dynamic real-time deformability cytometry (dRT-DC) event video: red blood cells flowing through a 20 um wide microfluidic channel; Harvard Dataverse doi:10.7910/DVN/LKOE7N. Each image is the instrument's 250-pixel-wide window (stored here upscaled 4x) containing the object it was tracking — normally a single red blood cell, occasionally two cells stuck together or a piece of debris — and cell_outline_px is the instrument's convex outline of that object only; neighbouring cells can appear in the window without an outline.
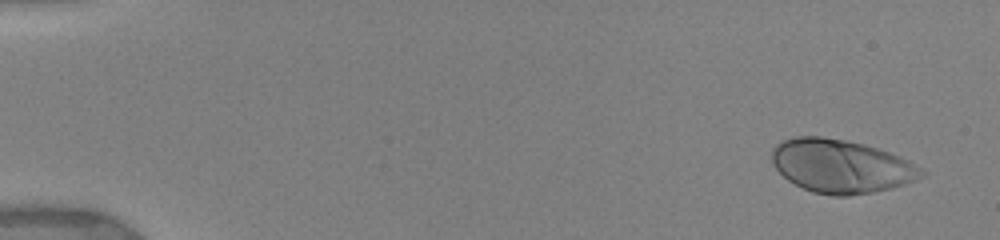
{"species": "human", "species_latin": "Homo sapiens", "temperature_condition": "warm", "stored_images_in_passage": 5, "camera_frame_rate_fps": 3000, "um_per_image_px": 0.085, "donor": {"sex": "female"}, "frame": {"image": 1, "passage_image": 1, "time_ms": 0.0, "image_size_px": [1000, 240], "cell_outline_px": [[928, 172], [924, 176], [904, 184], [892, 188], [872, 192], [848, 196], [832, 196], [812, 192], [788, 180], [772, 164], [772, 148], [776, 144], [784, 140], [796, 136], [820, 136], [844, 140], [864, 144], [900, 156], [908, 160]], "centroid_in_image_um": [71.5, 14.13], "position_along_channel_um": 13.5, "area_um2": 46.53}}
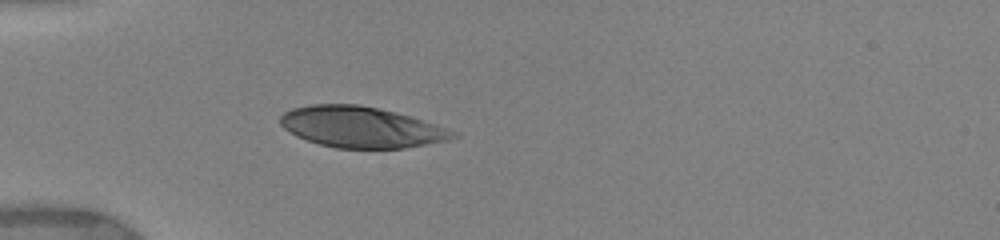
{"frame": {"image": 2, "passage_image": 5, "time_ms": 4.333, "image_size_px": [1000, 240], "cell_outline_px": [[460, 136], [448, 140], [404, 148], [336, 148], [320, 144], [296, 136], [284, 128], [280, 124], [280, 116], [284, 112], [292, 108], [312, 104], [360, 104], [396, 112], [460, 132]], "centroid_in_image_um": [30.71, 10.8], "position_along_channel_um": 54.3, "area_um2": 41.15}}